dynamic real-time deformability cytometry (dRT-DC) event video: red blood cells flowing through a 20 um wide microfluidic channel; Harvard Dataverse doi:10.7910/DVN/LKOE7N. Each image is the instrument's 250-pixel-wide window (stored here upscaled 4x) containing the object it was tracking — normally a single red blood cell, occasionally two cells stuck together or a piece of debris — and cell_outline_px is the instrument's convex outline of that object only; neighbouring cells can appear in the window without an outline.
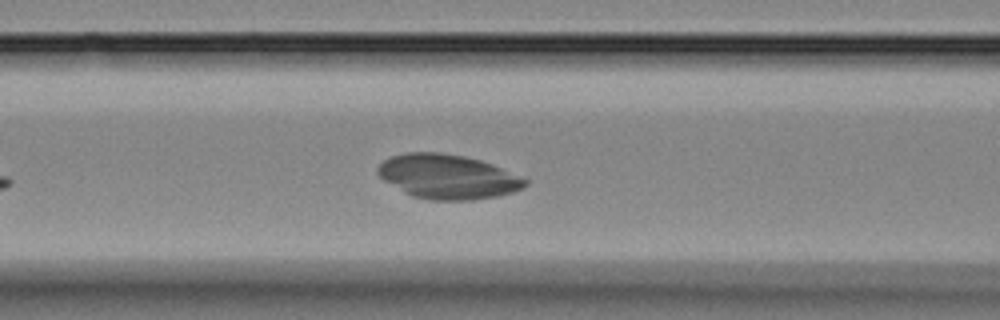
{"species": "Egyptian fruit bat (a non-hibernating species)", "species_latin": "Rousettus aegyptiacus", "temperature_condition": "room temperature", "stored_images_in_passage": 36, "camera_frame_rate_fps": 3000, "um_per_image_px": 0.085, "animal": {"sex": "female"}, "frame": {"image": 1, "passage_image": 11, "time_ms": 3.333, "image_size_px": [1000, 320], "cell_outline_px": [[528, 184], [524, 188], [512, 192], [496, 196], [472, 200], [428, 200], [412, 196], [404, 192], [384, 180], [376, 172], [376, 168], [384, 160], [392, 156], [408, 152], [440, 152], [464, 156], [480, 160], [492, 164], [528, 180]], "centroid_in_image_um": [38.05, 15.02], "position_along_channel_um": 128.6, "area_um2": 38.03}}